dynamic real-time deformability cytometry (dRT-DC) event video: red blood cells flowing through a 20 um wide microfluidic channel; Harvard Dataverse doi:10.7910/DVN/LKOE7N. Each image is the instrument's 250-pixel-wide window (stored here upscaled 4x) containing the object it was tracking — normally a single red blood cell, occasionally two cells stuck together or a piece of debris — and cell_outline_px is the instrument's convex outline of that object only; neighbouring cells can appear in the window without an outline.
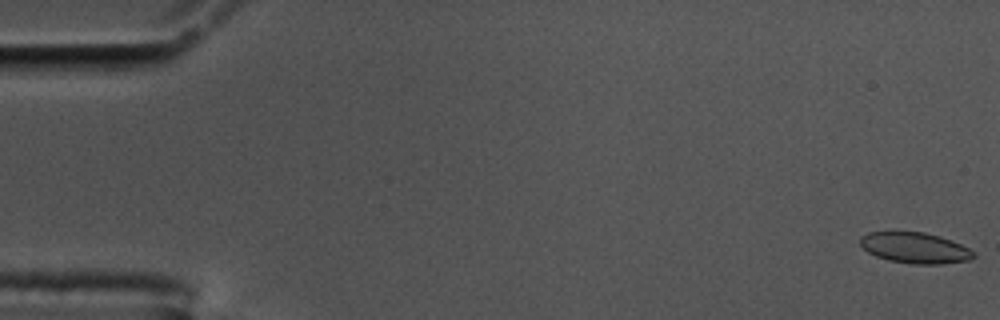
{"species": "common noctule bat (a hibernating species)", "species_latin": "Nyctalus noctula", "temperature_condition": "cold", "stored_images_in_passage": 57, "camera_frame_rate_fps": 3000, "um_per_image_px": 0.085, "animal": {"sex": "male", "body_mass_g": 17.5, "forearm_length_mm": 52.3}, "frame": {"image": 1, "passage_image": 1, "time_ms": 0.0, "image_size_px": [1000, 320], "cell_outline_px": [[976, 256], [972, 260], [940, 264], [912, 264], [888, 260], [876, 256], [868, 252], [860, 244], [860, 236], [868, 232], [924, 232], [940, 236], [952, 240], [968, 248]], "centroid_in_image_um": [77.78, 21.07], "position_along_channel_um": 7.2, "area_um2": 20.4}}
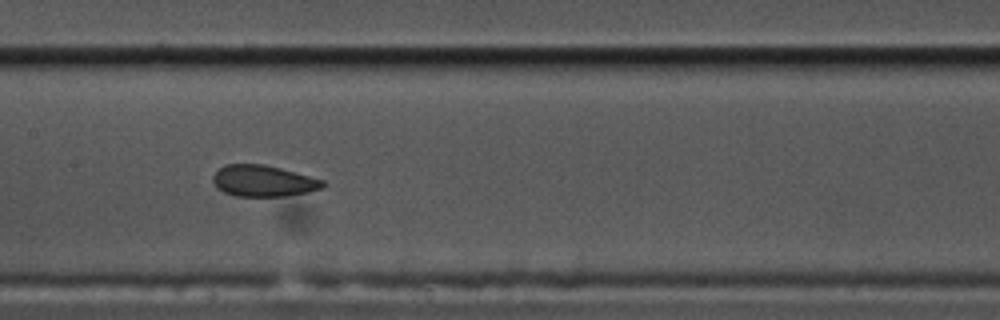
{"frame": {"image": 2, "passage_image": 28, "time_ms": 9.0, "image_size_px": [1000, 320], "cell_outline_px": [[328, 184], [324, 188], [308, 192], [284, 196], [236, 196], [224, 192], [212, 180], [212, 176], [224, 164], [264, 164], [280, 168], [324, 180]], "centroid_in_image_um": [22.42, 15.37], "position_along_channel_um": 185.0, "area_um2": 20.0}}
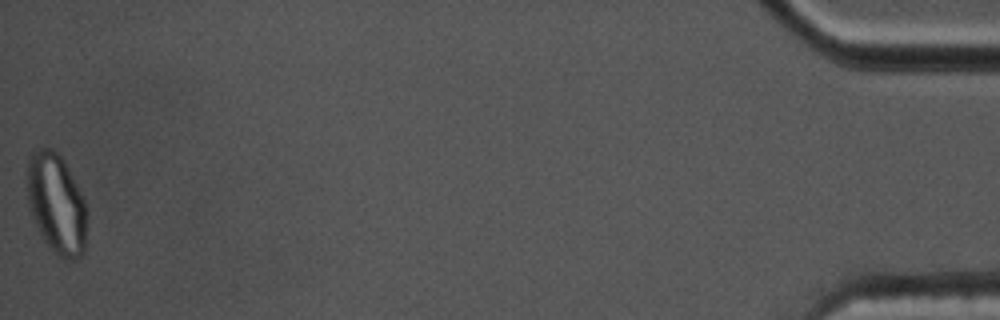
{"frame": {"image": 3, "passage_image": 57, "time_ms": 18.667, "image_size_px": [1000, 320], "cell_outline_px": [[84, 252], [76, 260], [64, 260], [44, 240], [28, 208], [28, 156], [32, 148], [52, 148], [64, 160], [84, 200]], "centroid_in_image_um": [4.76, 17.27], "position_along_channel_um": 430.4, "area_um2": 34.22}, "authors_computed_cell_mechanics": {"area_um2": 20.8658, "velocity_mm_per_s": 3.5422, "shape_relaxation_time_tau1_ms": null, "shape_relaxation_time_tau2_ms": 1.239, "deformation_change_tau1": null, "deformation_change_tau2": 0.0525}}